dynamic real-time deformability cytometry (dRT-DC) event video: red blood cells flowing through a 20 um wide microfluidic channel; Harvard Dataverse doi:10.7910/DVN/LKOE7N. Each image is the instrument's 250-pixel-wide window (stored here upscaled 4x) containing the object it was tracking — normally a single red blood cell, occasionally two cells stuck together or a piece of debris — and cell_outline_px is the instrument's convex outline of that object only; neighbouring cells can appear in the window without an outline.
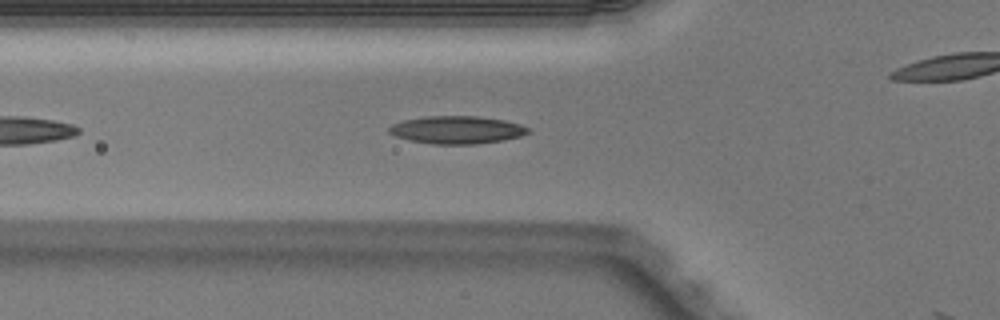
{"species": "Egyptian fruit bat (a non-hibernating species)", "species_latin": "Rousettus aegyptiacus", "temperature_condition": "warm", "stored_images_in_passage": 3, "camera_frame_rate_fps": 3000, "um_per_image_px": 0.085, "animal": {"sex": "male"}, "frame": {"image": 1, "passage_image": 2, "time_ms": 0.333, "image_size_px": [1000, 320], "cell_outline_px": [[528, 132], [520, 136], [500, 140], [476, 144], [432, 144], [408, 140], [396, 136], [388, 132], [388, 128], [392, 124], [404, 120], [424, 116], [476, 116], [504, 120], [520, 124], [528, 128]], "centroid_in_image_um": [38.78, 11.03], "position_along_channel_um": 87.0, "area_um2": 22.31}}